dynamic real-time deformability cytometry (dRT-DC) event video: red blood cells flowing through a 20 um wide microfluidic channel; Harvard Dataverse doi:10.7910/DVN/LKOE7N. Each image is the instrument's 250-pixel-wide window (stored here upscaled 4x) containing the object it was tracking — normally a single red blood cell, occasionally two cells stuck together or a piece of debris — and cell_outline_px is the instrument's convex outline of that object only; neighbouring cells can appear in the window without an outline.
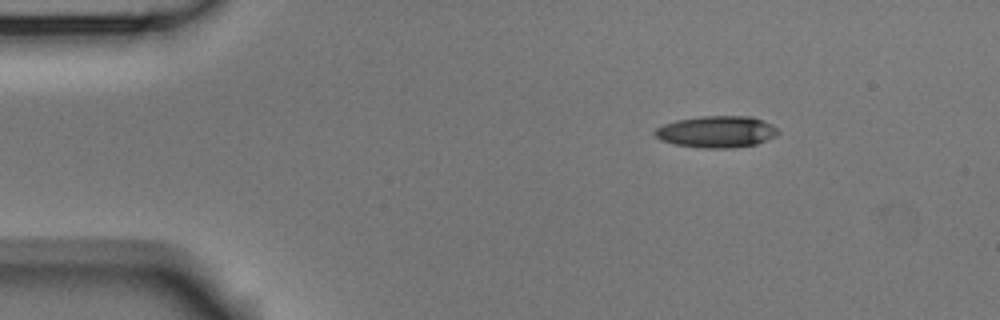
{"species": "Egyptian fruit bat (a non-hibernating species)", "species_latin": "Rousettus aegyptiacus", "temperature_condition": "room temperature", "stored_images_in_passage": 3, "camera_frame_rate_fps": 3000, "um_per_image_px": 0.085, "animal": {"sex": "male"}, "frame": {"image": 1, "passage_image": 1, "time_ms": 0.0, "image_size_px": [1000, 320], "cell_outline_px": [[780, 132], [776, 136], [756, 144], [732, 148], [704, 148], [676, 144], [660, 140], [652, 132], [656, 128], [664, 124], [676, 120], [700, 116], [752, 116], [772, 124]], "centroid_in_image_um": [60.92, 11.19], "position_along_channel_um": 24.1, "area_um2": 22.77}}